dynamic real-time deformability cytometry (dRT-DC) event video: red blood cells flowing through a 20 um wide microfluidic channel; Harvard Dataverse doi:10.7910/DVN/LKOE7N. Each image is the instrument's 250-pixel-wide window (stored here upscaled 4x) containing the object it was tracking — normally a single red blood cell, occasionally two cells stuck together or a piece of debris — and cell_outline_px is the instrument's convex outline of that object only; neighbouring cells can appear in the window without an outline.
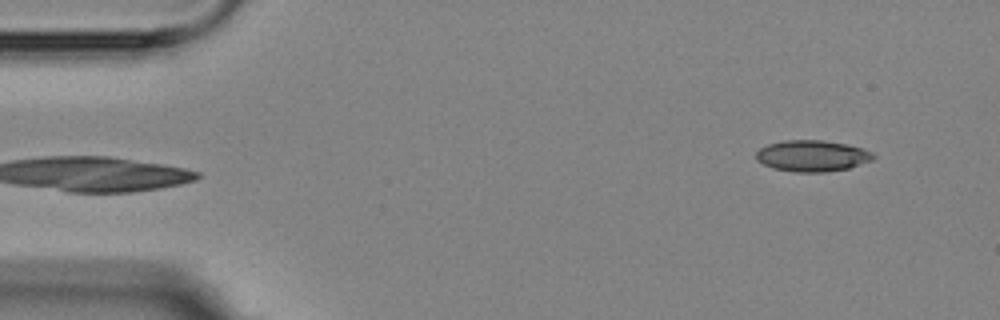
{"species": "Egyptian fruit bat (a non-hibernating species)", "species_latin": "Rousettus aegyptiacus", "temperature_condition": "room temperature", "stored_images_in_passage": 4, "segment_of_instrument_passage": [2, 2], "camera_frame_rate_fps": 3000, "um_per_image_px": 0.085, "animal": {"sex": "female"}, "frame": {"image": 1, "passage_image": 4, "time_ms": 4.333, "image_size_px": [1000, 320], "cell_outline_px": [[876, 156], [872, 160], [848, 168], [824, 172], [796, 172], [772, 168], [756, 160], [756, 152], [760, 148], [768, 144], [784, 140], [820, 140], [844, 144], [860, 148], [872, 152]], "centroid_in_image_um": [69.0, 13.25], "position_along_channel_um": 16.0, "area_um2": 21.15}}